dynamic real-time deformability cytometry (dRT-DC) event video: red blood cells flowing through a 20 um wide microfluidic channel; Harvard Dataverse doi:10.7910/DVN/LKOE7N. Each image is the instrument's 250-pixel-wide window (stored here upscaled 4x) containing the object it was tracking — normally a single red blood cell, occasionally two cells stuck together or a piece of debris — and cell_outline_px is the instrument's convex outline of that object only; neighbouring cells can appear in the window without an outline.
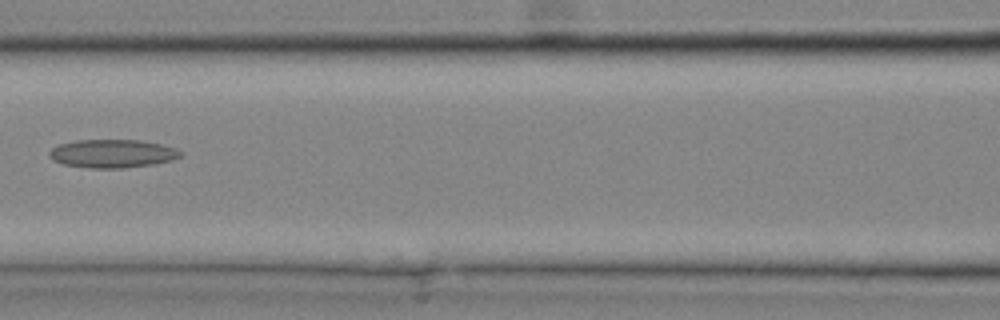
{"species": "common noctule bat (a hibernating species)", "species_latin": "Nyctalus noctula", "temperature_condition": "cold", "stored_images_in_passage": 12, "camera_frame_rate_fps": 3000, "um_per_image_px": 0.085, "animal": {"sex": "male", "body_mass_g": 20.4}, "frame": {"image": 1, "passage_image": 9, "time_ms": 2.667, "image_size_px": [1000, 320], "cell_outline_px": [[184, 156], [172, 160], [156, 164], [124, 168], [88, 168], [64, 164], [52, 160], [48, 152], [52, 148], [60, 144], [76, 140], [140, 140], [160, 144], [176, 148], [184, 152]], "centroid_in_image_um": [9.6, 13.06], "position_along_channel_um": 157.0, "area_um2": 21.85}}